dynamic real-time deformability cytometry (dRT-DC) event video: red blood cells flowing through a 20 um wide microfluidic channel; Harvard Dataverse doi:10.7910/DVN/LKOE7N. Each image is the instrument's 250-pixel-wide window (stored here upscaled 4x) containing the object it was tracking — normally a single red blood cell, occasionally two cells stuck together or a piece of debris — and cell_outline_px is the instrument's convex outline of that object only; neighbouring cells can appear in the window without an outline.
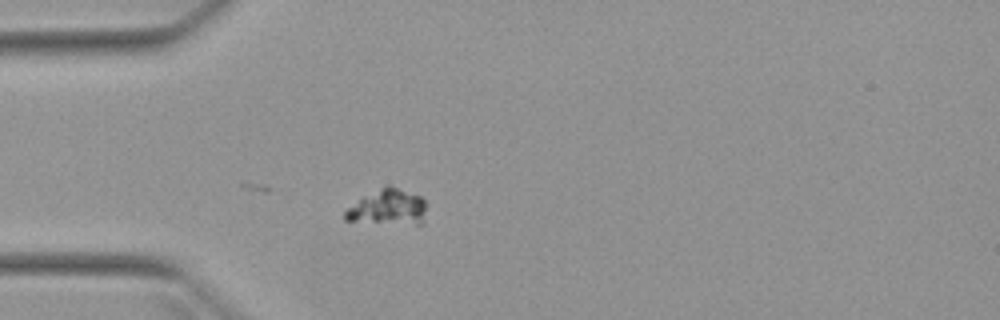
{"species": "Egyptian fruit bat (a non-hibernating species)", "species_latin": "Rousettus aegyptiacus", "temperature_condition": "warm", "stored_images_in_passage": 3, "camera_frame_rate_fps": 3000, "um_per_image_px": 0.085, "animal": {"sex": "female"}, "frame": {"image": 1, "passage_image": 3, "time_ms": 2.333, "image_size_px": [1000, 320], "cell_outline_px": [[424, 224], [416, 224], [344, 220], [344, 212], [348, 208], [360, 200], [380, 188], [388, 184], [420, 196], [424, 200]], "centroid_in_image_um": [33.01, 17.62], "position_along_channel_um": 52.0, "area_um2": 16.24}}